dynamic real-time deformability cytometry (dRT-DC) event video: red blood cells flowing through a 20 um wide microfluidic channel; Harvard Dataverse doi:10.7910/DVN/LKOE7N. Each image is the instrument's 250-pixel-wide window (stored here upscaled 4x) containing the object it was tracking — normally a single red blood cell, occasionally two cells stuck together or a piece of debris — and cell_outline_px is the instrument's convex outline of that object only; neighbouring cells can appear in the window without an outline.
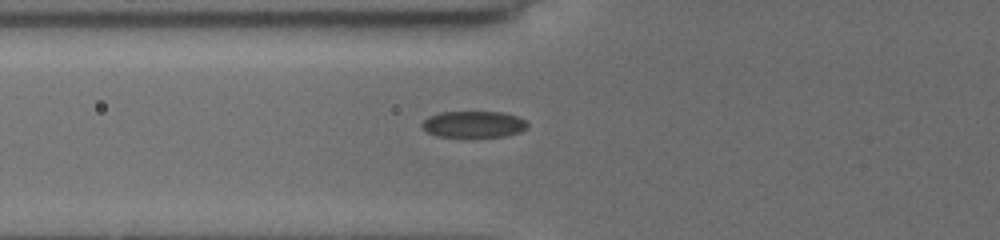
{"species": "common noctule bat (a hibernating species)", "species_latin": "Nyctalus noctula", "temperature_condition": "cold", "stored_images_in_passage": 6, "camera_frame_rate_fps": 3000, "um_per_image_px": 0.085, "animal": {"sex": "female", "body_mass_g": 19.5, "forearm_length_mm": 54.1}, "frame": {"image": 1, "passage_image": 3, "time_ms": 1.667, "image_size_px": [1000, 240], "cell_outline_px": [[528, 128], [520, 132], [508, 136], [464, 140], [436, 136], [428, 132], [420, 124], [428, 116], [440, 112], [504, 112], [516, 116], [524, 120], [528, 124]], "centroid_in_image_um": [40.25, 10.62], "position_along_channel_um": 85.6, "area_um2": 17.22}}
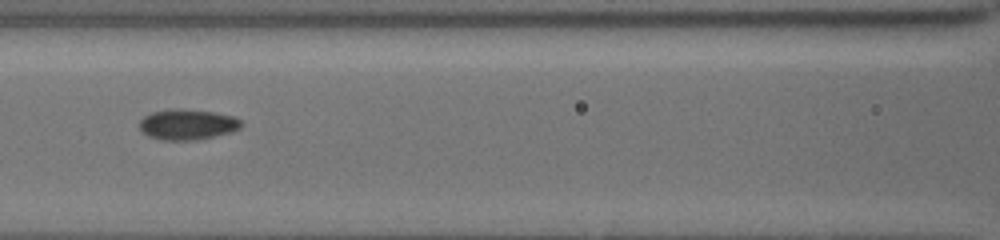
{"frame": {"image": 2, "passage_image": 5, "time_ms": 3.333, "image_size_px": [1000, 240], "cell_outline_px": [[244, 124], [240, 128], [232, 132], [196, 140], [164, 140], [148, 136], [140, 128], [140, 120], [144, 116], [152, 112], [168, 108], [180, 108], [212, 112], [232, 116], [240, 120]], "centroid_in_image_um": [15.93, 10.57], "position_along_channel_um": 150.7, "area_um2": 18.15}}